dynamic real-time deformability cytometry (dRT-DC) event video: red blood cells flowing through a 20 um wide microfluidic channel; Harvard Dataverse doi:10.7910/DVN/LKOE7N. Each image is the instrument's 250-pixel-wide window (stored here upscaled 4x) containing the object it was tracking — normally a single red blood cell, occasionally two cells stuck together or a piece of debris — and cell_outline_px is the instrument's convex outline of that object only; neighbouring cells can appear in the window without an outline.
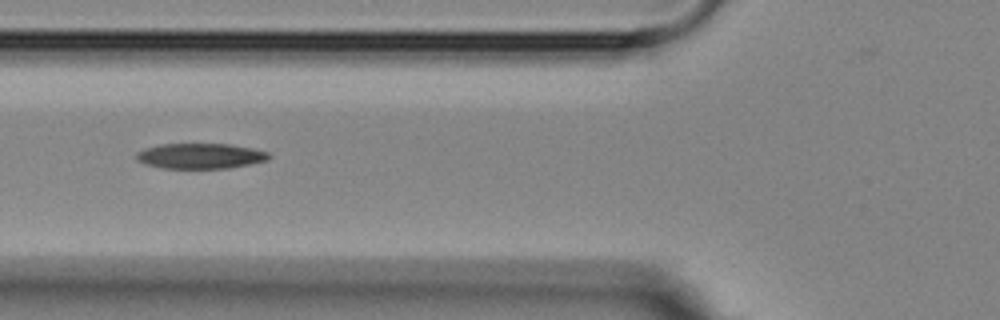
{"species": "Egyptian fruit bat (a non-hibernating species)", "species_latin": "Rousettus aegyptiacus", "temperature_condition": "room temperature", "stored_images_in_passage": 15, "camera_frame_rate_fps": 3000, "um_per_image_px": 0.085, "animal": {"sex": "female"}, "frame": {"image": 1, "passage_image": 6, "time_ms": 6.667, "image_size_px": [1000, 320], "cell_outline_px": [[272, 156], [268, 160], [228, 168], [164, 168], [144, 164], [136, 160], [136, 152], [144, 148], [160, 144], [228, 144], [252, 148], [268, 152]], "centroid_in_image_um": [17.0, 13.25], "position_along_channel_um": 108.8, "area_um2": 19.59}}
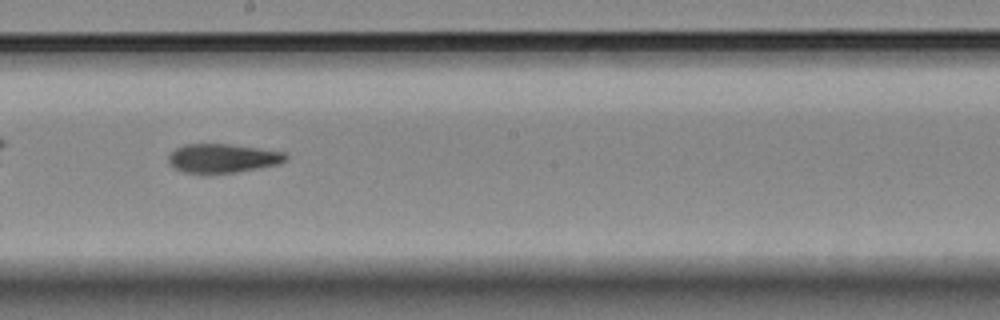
{"frame": {"image": 2, "passage_image": 9, "time_ms": 10.0, "image_size_px": [1000, 320], "cell_outline_px": [[288, 160], [280, 164], [236, 172], [208, 176], [200, 176], [180, 172], [168, 164], [168, 156], [176, 148], [184, 144], [228, 144], [284, 152], [288, 156]], "centroid_in_image_um": [18.86, 13.5], "position_along_channel_um": 229.3, "area_um2": 20.52}}
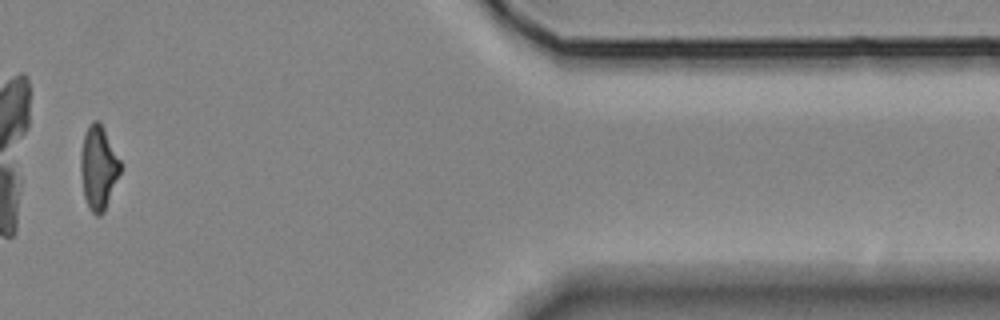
{"frame": {"image": 3, "passage_image": 14, "time_ms": 16.0, "image_size_px": [1000, 320], "cell_outline_px": [[124, 164], [104, 212], [100, 216], [96, 216], [88, 208], [84, 196], [80, 172], [80, 152], [84, 136], [92, 120], [100, 120]], "centroid_in_image_um": [8.39, 14.23], "position_along_channel_um": 403.0, "area_um2": 19.88}, "authors_computed_cell_mechanics": {"area_um2": 20.3456, "velocity_mm_per_s": 3.6186, "shape_relaxation_time_tau1_ms": 8.4637, "shape_relaxation_time_tau2_ms": 7.8149, "deformation_change_tau1": 0.2074, "deformation_change_tau2": 0.1939}}